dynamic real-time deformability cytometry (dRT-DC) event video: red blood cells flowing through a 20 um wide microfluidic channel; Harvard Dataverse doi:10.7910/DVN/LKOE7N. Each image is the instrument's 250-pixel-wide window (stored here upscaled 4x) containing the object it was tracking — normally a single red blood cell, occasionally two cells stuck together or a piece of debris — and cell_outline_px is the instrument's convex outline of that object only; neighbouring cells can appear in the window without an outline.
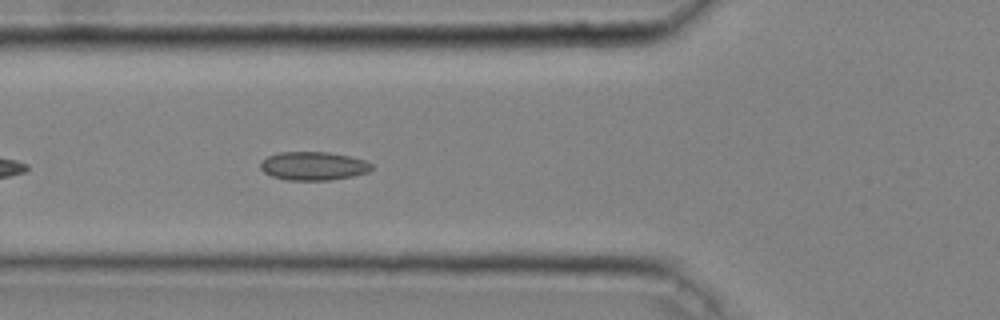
{"species": "common noctule bat (a hibernating species)", "species_latin": "Nyctalus noctula", "temperature_condition": "cold", "stored_images_in_passage": 32, "camera_frame_rate_fps": 3000, "um_per_image_px": 0.085, "animal": {"sex": "male", "body_mass_g": 20.4}, "frame": {"image": 1, "passage_image": 6, "time_ms": 1.667, "image_size_px": [1000, 320], "cell_outline_px": [[372, 168], [368, 172], [352, 176], [332, 180], [288, 180], [272, 176], [264, 172], [260, 168], [260, 164], [268, 156], [280, 152], [328, 152], [352, 156], [364, 160], [372, 164]], "centroid_in_image_um": [26.66, 14.1], "position_along_channel_um": 99.1, "area_um2": 18.44}}
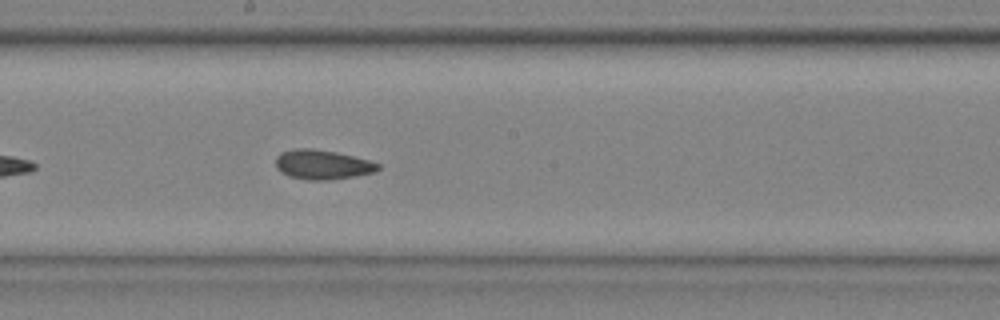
{"frame": {"image": 2, "passage_image": 15, "time_ms": 4.667, "image_size_px": [1000, 320], "cell_outline_px": [[380, 168], [376, 172], [328, 180], [308, 180], [288, 176], [280, 172], [276, 168], [276, 156], [280, 152], [296, 148], [312, 148], [336, 152], [368, 160], [380, 164]], "centroid_in_image_um": [27.37, 13.99], "position_along_channel_um": 220.8, "area_um2": 17.63}}
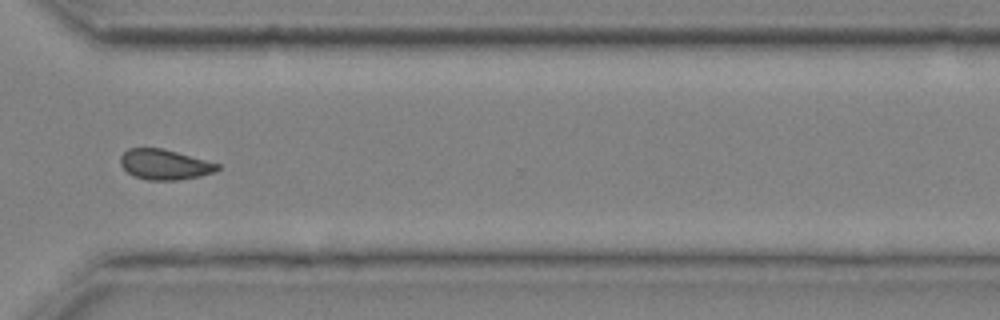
{"frame": {"image": 3, "passage_image": 25, "time_ms": 8.0, "image_size_px": [1000, 320], "cell_outline_px": [[220, 168], [216, 172], [200, 176], [176, 180], [148, 180], [136, 176], [128, 172], [120, 164], [120, 156], [128, 148], [160, 148], [176, 152], [220, 164]], "centroid_in_image_um": [14.0, 13.98], "position_along_channel_um": 356.6, "area_um2": 16.94}, "authors_computed_cell_mechanics": {"area_um2": 17.4845, "velocity_mm_per_s": 4.0496, "shape_relaxation_time_tau1_ms": null, "shape_relaxation_time_tau2_ms": 3.0131, "deformation_change_tau1": null, "deformation_change_tau2": 0.0779}}